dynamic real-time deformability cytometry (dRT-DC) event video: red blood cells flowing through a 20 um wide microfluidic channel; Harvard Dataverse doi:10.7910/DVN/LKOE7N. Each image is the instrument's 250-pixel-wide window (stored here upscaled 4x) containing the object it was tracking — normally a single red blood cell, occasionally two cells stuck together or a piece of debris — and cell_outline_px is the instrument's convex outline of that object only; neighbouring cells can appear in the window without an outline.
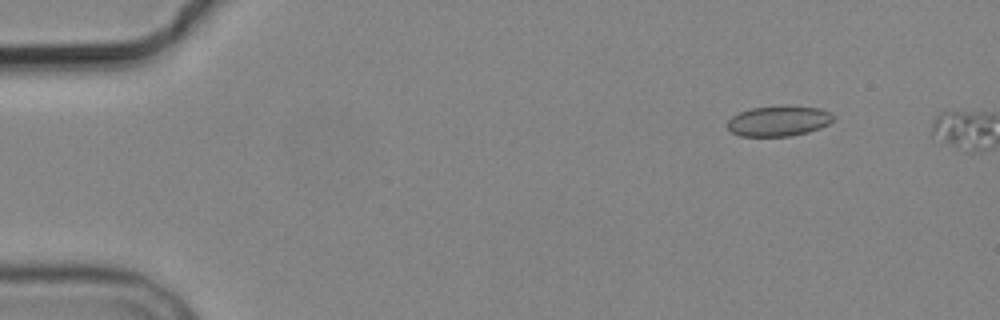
{"species": "common noctule bat (a hibernating species)", "species_latin": "Nyctalus noctula", "temperature_condition": "cold", "stored_images_in_passage": 3, "segment_of_instrument_passage": [1, 2], "camera_frame_rate_fps": 3000, "um_per_image_px": 0.085, "animal": {"sex": "male", "body_mass_g": 19.2, "forearm_length_mm": 51.8}, "frame": {"image": 1, "passage_image": 2, "time_ms": 1.0, "image_size_px": [1000, 320], "cell_outline_px": [[832, 120], [828, 124], [820, 128], [808, 132], [788, 136], [740, 136], [732, 132], [728, 128], [728, 120], [732, 116], [740, 112], [752, 108], [780, 104], [788, 104], [820, 108], [832, 112]], "centroid_in_image_um": [66.2, 10.25], "position_along_channel_um": 18.8, "area_um2": 19.07}}